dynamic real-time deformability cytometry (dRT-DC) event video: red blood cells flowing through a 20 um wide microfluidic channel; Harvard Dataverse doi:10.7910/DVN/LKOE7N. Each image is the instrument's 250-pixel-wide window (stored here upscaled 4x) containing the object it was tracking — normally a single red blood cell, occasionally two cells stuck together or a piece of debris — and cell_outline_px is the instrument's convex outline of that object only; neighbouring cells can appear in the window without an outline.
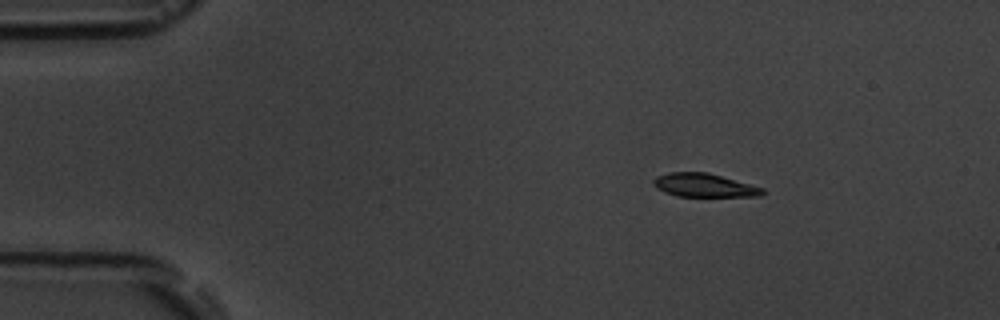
{"species": "common noctule bat (a hibernating species)", "species_latin": "Nyctalus noctula", "temperature_condition": "room temperature", "stored_images_in_passage": 4, "camera_frame_rate_fps": 3000, "um_per_image_px": 0.085, "animal": {"sex": "male", "body_mass_g": 19.5, "forearm_length_mm": 54.6}, "frame": {"image": 1, "passage_image": 1, "time_ms": 0.0, "image_size_px": [1000, 320], "cell_outline_px": [[764, 192], [760, 196], [676, 196], [664, 192], [656, 188], [652, 184], [652, 180], [656, 176], [668, 172], [708, 172], [764, 188]], "centroid_in_image_um": [59.8, 15.74], "position_along_channel_um": 25.2, "area_um2": 14.97}}
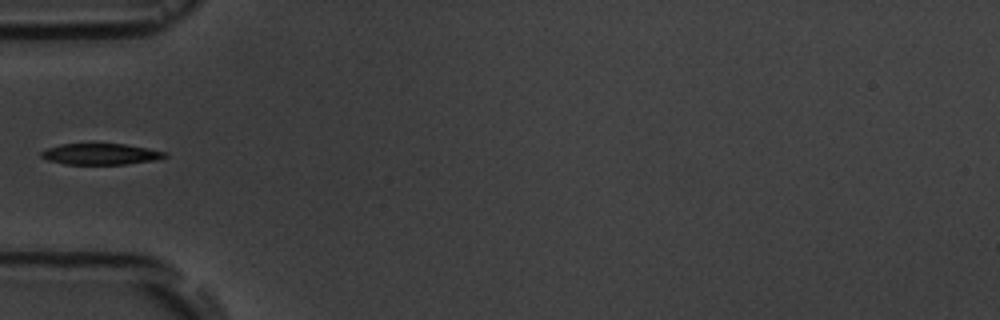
{"frame": {"image": 2, "passage_image": 4, "time_ms": 3.333, "image_size_px": [1000, 320], "cell_outline_px": [[168, 156], [156, 160], [124, 164], [64, 164], [48, 160], [40, 156], [40, 152], [48, 148], [60, 144], [92, 140], [124, 144], [148, 148], [168, 152]], "centroid_in_image_um": [8.53, 13.04], "position_along_channel_um": 76.5, "area_um2": 16.13}}